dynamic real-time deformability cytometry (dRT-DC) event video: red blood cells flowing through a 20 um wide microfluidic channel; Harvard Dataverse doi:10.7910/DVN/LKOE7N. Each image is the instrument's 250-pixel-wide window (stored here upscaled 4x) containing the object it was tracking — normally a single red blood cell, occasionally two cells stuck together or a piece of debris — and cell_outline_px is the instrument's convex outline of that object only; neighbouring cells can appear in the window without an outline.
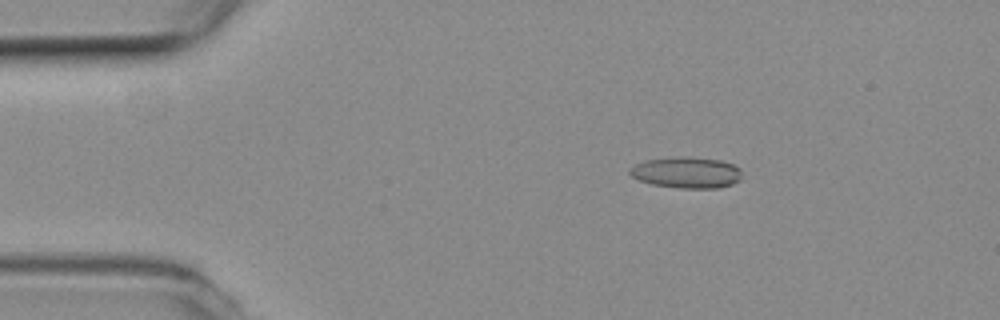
{"species": "common noctule bat (a hibernating species)", "species_latin": "Nyctalus noctula", "temperature_condition": "room temperature", "stored_images_in_passage": 54, "camera_frame_rate_fps": 3000, "um_per_image_px": 0.085, "animal": {"sex": "female", "body_mass_g": 19.3, "forearm_length_mm": 54.1}, "frame": {"image": 1, "passage_image": 9, "time_ms": 2.667, "image_size_px": [1000, 320], "cell_outline_px": [[740, 180], [732, 184], [716, 188], [680, 188], [652, 184], [640, 180], [632, 176], [628, 172], [628, 168], [644, 160], [676, 156], [688, 156], [720, 160], [732, 164], [740, 168]], "centroid_in_image_um": [58.33, 14.65], "position_along_channel_um": 26.7, "area_um2": 20.46}}
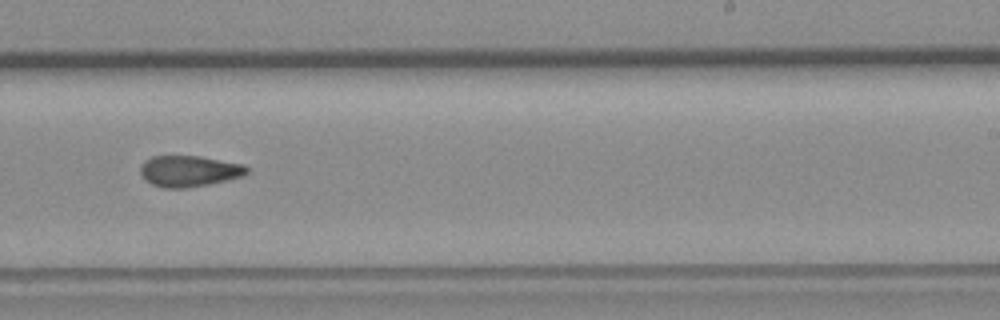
{"frame": {"image": 2, "passage_image": 33, "time_ms": 10.667, "image_size_px": [1000, 320], "cell_outline_px": [[248, 172], [244, 176], [208, 184], [184, 188], [164, 188], [152, 184], [144, 180], [140, 176], [140, 164], [144, 160], [152, 156], [200, 156], [244, 164], [248, 168]], "centroid_in_image_um": [16.04, 14.54], "position_along_channel_um": 273.0, "area_um2": 19.48}}
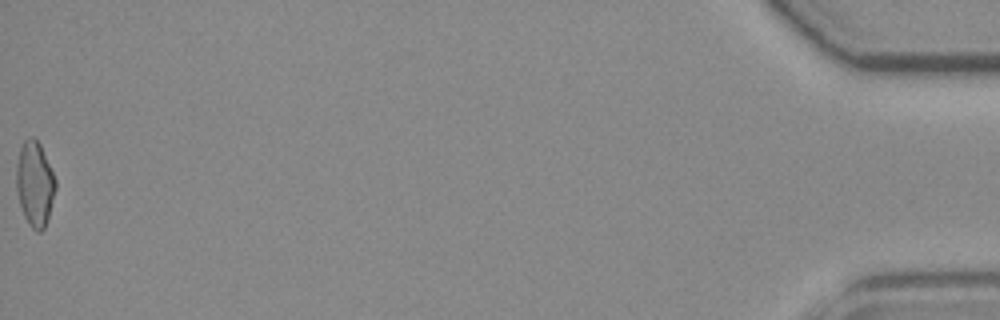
{"frame": {"image": 3, "passage_image": 54, "time_ms": 17.667, "image_size_px": [1000, 320], "cell_outline_px": [[56, 188], [48, 216], [44, 228], [40, 232], [36, 232], [32, 228], [24, 216], [16, 192], [16, 164], [20, 148], [24, 140], [32, 136], [40, 144], [56, 180]], "centroid_in_image_um": [2.94, 15.62], "position_along_channel_um": 432.3, "area_um2": 19.25}, "authors_computed_cell_mechanics": {"area_um2": 19.3341, "velocity_mm_per_s": 3.8325, "shape_relaxation_time_tau1_ms": 7.096, "shape_relaxation_time_tau2_ms": 3.002, "deformation_change_tau1": 0.1986, "deformation_change_tau2": 0.1023}}